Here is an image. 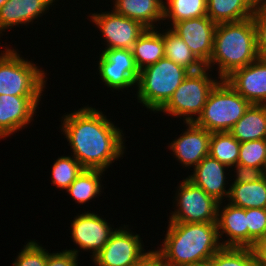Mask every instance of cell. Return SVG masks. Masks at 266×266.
I'll use <instances>...</instances> for the list:
<instances>
[{
	"label": "cell",
	"instance_id": "6da1fadb",
	"mask_svg": "<svg viewBox=\"0 0 266 266\" xmlns=\"http://www.w3.org/2000/svg\"><path fill=\"white\" fill-rule=\"evenodd\" d=\"M103 113L87 105L61 116L59 128L84 169L107 171L124 157L125 132Z\"/></svg>",
	"mask_w": 266,
	"mask_h": 266
},
{
	"label": "cell",
	"instance_id": "7a4b0ae2",
	"mask_svg": "<svg viewBox=\"0 0 266 266\" xmlns=\"http://www.w3.org/2000/svg\"><path fill=\"white\" fill-rule=\"evenodd\" d=\"M166 229L155 249L165 266H207L222 247L216 222H168Z\"/></svg>",
	"mask_w": 266,
	"mask_h": 266
},
{
	"label": "cell",
	"instance_id": "3957f363",
	"mask_svg": "<svg viewBox=\"0 0 266 266\" xmlns=\"http://www.w3.org/2000/svg\"><path fill=\"white\" fill-rule=\"evenodd\" d=\"M259 58L256 30L252 17L239 22L217 24L213 52L206 68L217 72L224 80L233 71ZM217 66V67H216Z\"/></svg>",
	"mask_w": 266,
	"mask_h": 266
},
{
	"label": "cell",
	"instance_id": "277c9868",
	"mask_svg": "<svg viewBox=\"0 0 266 266\" xmlns=\"http://www.w3.org/2000/svg\"><path fill=\"white\" fill-rule=\"evenodd\" d=\"M190 72L175 64L167 57H163L155 64L142 69L136 83L138 103L157 113L171 98L175 90Z\"/></svg>",
	"mask_w": 266,
	"mask_h": 266
},
{
	"label": "cell",
	"instance_id": "5b68a950",
	"mask_svg": "<svg viewBox=\"0 0 266 266\" xmlns=\"http://www.w3.org/2000/svg\"><path fill=\"white\" fill-rule=\"evenodd\" d=\"M0 53V95L43 96L47 72L21 52L4 44ZM12 48V49H11Z\"/></svg>",
	"mask_w": 266,
	"mask_h": 266
},
{
	"label": "cell",
	"instance_id": "8992f818",
	"mask_svg": "<svg viewBox=\"0 0 266 266\" xmlns=\"http://www.w3.org/2000/svg\"><path fill=\"white\" fill-rule=\"evenodd\" d=\"M251 105L225 80H220L194 123L211 133L229 132Z\"/></svg>",
	"mask_w": 266,
	"mask_h": 266
},
{
	"label": "cell",
	"instance_id": "52a82bcc",
	"mask_svg": "<svg viewBox=\"0 0 266 266\" xmlns=\"http://www.w3.org/2000/svg\"><path fill=\"white\" fill-rule=\"evenodd\" d=\"M211 72L213 71L205 67L198 72L189 73L157 113L183 118V123L195 122L202 113L210 91L221 80L216 75L213 77Z\"/></svg>",
	"mask_w": 266,
	"mask_h": 266
},
{
	"label": "cell",
	"instance_id": "ba28073f",
	"mask_svg": "<svg viewBox=\"0 0 266 266\" xmlns=\"http://www.w3.org/2000/svg\"><path fill=\"white\" fill-rule=\"evenodd\" d=\"M175 192L173 208L168 222L211 223L217 222L219 202L209 196L201 187L195 185L187 177L178 184ZM175 204V205H174Z\"/></svg>",
	"mask_w": 266,
	"mask_h": 266
},
{
	"label": "cell",
	"instance_id": "9c48e42d",
	"mask_svg": "<svg viewBox=\"0 0 266 266\" xmlns=\"http://www.w3.org/2000/svg\"><path fill=\"white\" fill-rule=\"evenodd\" d=\"M97 74L112 91L136 90L140 70L136 66L131 49H103L99 54Z\"/></svg>",
	"mask_w": 266,
	"mask_h": 266
},
{
	"label": "cell",
	"instance_id": "30bf717a",
	"mask_svg": "<svg viewBox=\"0 0 266 266\" xmlns=\"http://www.w3.org/2000/svg\"><path fill=\"white\" fill-rule=\"evenodd\" d=\"M124 225V226H123ZM117 227L103 249L91 259L95 266H133L150 250L144 249L143 238L129 224Z\"/></svg>",
	"mask_w": 266,
	"mask_h": 266
},
{
	"label": "cell",
	"instance_id": "8fae6325",
	"mask_svg": "<svg viewBox=\"0 0 266 266\" xmlns=\"http://www.w3.org/2000/svg\"><path fill=\"white\" fill-rule=\"evenodd\" d=\"M104 216L97 212L84 211L78 213L71 222L69 229L71 230V239L77 248L67 249L75 253L77 256L82 251L92 254L93 259L109 241L111 234L116 230ZM114 227V228H112ZM79 247V249H78Z\"/></svg>",
	"mask_w": 266,
	"mask_h": 266
},
{
	"label": "cell",
	"instance_id": "7c38bea8",
	"mask_svg": "<svg viewBox=\"0 0 266 266\" xmlns=\"http://www.w3.org/2000/svg\"><path fill=\"white\" fill-rule=\"evenodd\" d=\"M102 33L103 49H132L133 44L146 30L140 22L115 13L113 10L94 12L87 18Z\"/></svg>",
	"mask_w": 266,
	"mask_h": 266
},
{
	"label": "cell",
	"instance_id": "4fadbf2b",
	"mask_svg": "<svg viewBox=\"0 0 266 266\" xmlns=\"http://www.w3.org/2000/svg\"><path fill=\"white\" fill-rule=\"evenodd\" d=\"M42 96L0 95V140L28 127Z\"/></svg>",
	"mask_w": 266,
	"mask_h": 266
},
{
	"label": "cell",
	"instance_id": "5bb4252c",
	"mask_svg": "<svg viewBox=\"0 0 266 266\" xmlns=\"http://www.w3.org/2000/svg\"><path fill=\"white\" fill-rule=\"evenodd\" d=\"M217 24L208 16L186 19L175 23L171 29L188 45L195 57L206 67L213 52Z\"/></svg>",
	"mask_w": 266,
	"mask_h": 266
},
{
	"label": "cell",
	"instance_id": "9a60e30c",
	"mask_svg": "<svg viewBox=\"0 0 266 266\" xmlns=\"http://www.w3.org/2000/svg\"><path fill=\"white\" fill-rule=\"evenodd\" d=\"M183 124L186 125V130L183 129L178 138L169 142L168 148L175 160L189 171L190 167L194 168L209 155L211 132L197 126L194 122Z\"/></svg>",
	"mask_w": 266,
	"mask_h": 266
},
{
	"label": "cell",
	"instance_id": "2e32d148",
	"mask_svg": "<svg viewBox=\"0 0 266 266\" xmlns=\"http://www.w3.org/2000/svg\"><path fill=\"white\" fill-rule=\"evenodd\" d=\"M224 80L251 104L266 105V60L257 58Z\"/></svg>",
	"mask_w": 266,
	"mask_h": 266
},
{
	"label": "cell",
	"instance_id": "e0dca14e",
	"mask_svg": "<svg viewBox=\"0 0 266 266\" xmlns=\"http://www.w3.org/2000/svg\"><path fill=\"white\" fill-rule=\"evenodd\" d=\"M193 169V172L187 177L190 181L198 187H201L209 196H212L219 203L228 199L230 191L228 187H230L229 183L232 181V179L228 180V178H230L228 175H232L229 174L231 170L229 167L210 155H207ZM227 171L229 172L227 173Z\"/></svg>",
	"mask_w": 266,
	"mask_h": 266
},
{
	"label": "cell",
	"instance_id": "ac0fdd59",
	"mask_svg": "<svg viewBox=\"0 0 266 266\" xmlns=\"http://www.w3.org/2000/svg\"><path fill=\"white\" fill-rule=\"evenodd\" d=\"M216 223L222 247L248 248L247 209L233 206L225 201L220 202L217 207Z\"/></svg>",
	"mask_w": 266,
	"mask_h": 266
},
{
	"label": "cell",
	"instance_id": "d6986e66",
	"mask_svg": "<svg viewBox=\"0 0 266 266\" xmlns=\"http://www.w3.org/2000/svg\"><path fill=\"white\" fill-rule=\"evenodd\" d=\"M56 1L59 0H8L0 8V37L14 26L33 25L34 20L48 13L50 8L53 11Z\"/></svg>",
	"mask_w": 266,
	"mask_h": 266
},
{
	"label": "cell",
	"instance_id": "ffe728a7",
	"mask_svg": "<svg viewBox=\"0 0 266 266\" xmlns=\"http://www.w3.org/2000/svg\"><path fill=\"white\" fill-rule=\"evenodd\" d=\"M111 5L115 13L136 20L146 28H158L159 24L163 29L164 0H115Z\"/></svg>",
	"mask_w": 266,
	"mask_h": 266
},
{
	"label": "cell",
	"instance_id": "44dd1931",
	"mask_svg": "<svg viewBox=\"0 0 266 266\" xmlns=\"http://www.w3.org/2000/svg\"><path fill=\"white\" fill-rule=\"evenodd\" d=\"M159 28H146L133 44L132 54L140 71L165 57L164 29Z\"/></svg>",
	"mask_w": 266,
	"mask_h": 266
},
{
	"label": "cell",
	"instance_id": "7402d4cb",
	"mask_svg": "<svg viewBox=\"0 0 266 266\" xmlns=\"http://www.w3.org/2000/svg\"><path fill=\"white\" fill-rule=\"evenodd\" d=\"M229 133L240 143L266 139V105L252 104Z\"/></svg>",
	"mask_w": 266,
	"mask_h": 266
},
{
	"label": "cell",
	"instance_id": "603a6c76",
	"mask_svg": "<svg viewBox=\"0 0 266 266\" xmlns=\"http://www.w3.org/2000/svg\"><path fill=\"white\" fill-rule=\"evenodd\" d=\"M255 11L252 0H207V16L216 24L243 21Z\"/></svg>",
	"mask_w": 266,
	"mask_h": 266
},
{
	"label": "cell",
	"instance_id": "cb8c5ba5",
	"mask_svg": "<svg viewBox=\"0 0 266 266\" xmlns=\"http://www.w3.org/2000/svg\"><path fill=\"white\" fill-rule=\"evenodd\" d=\"M102 174L104 175L105 171L83 169L65 192L73 199V201H75L76 204H89L92 199L102 195L101 193L104 190Z\"/></svg>",
	"mask_w": 266,
	"mask_h": 266
},
{
	"label": "cell",
	"instance_id": "d4e9b609",
	"mask_svg": "<svg viewBox=\"0 0 266 266\" xmlns=\"http://www.w3.org/2000/svg\"><path fill=\"white\" fill-rule=\"evenodd\" d=\"M229 188V204L244 209H266V176L252 183H230Z\"/></svg>",
	"mask_w": 266,
	"mask_h": 266
},
{
	"label": "cell",
	"instance_id": "484cf974",
	"mask_svg": "<svg viewBox=\"0 0 266 266\" xmlns=\"http://www.w3.org/2000/svg\"><path fill=\"white\" fill-rule=\"evenodd\" d=\"M165 57L190 73L203 70L205 66L195 57L188 45L171 28L164 29Z\"/></svg>",
	"mask_w": 266,
	"mask_h": 266
},
{
	"label": "cell",
	"instance_id": "4316f807",
	"mask_svg": "<svg viewBox=\"0 0 266 266\" xmlns=\"http://www.w3.org/2000/svg\"><path fill=\"white\" fill-rule=\"evenodd\" d=\"M203 16H207V0L164 1L163 21L170 28L179 21Z\"/></svg>",
	"mask_w": 266,
	"mask_h": 266
},
{
	"label": "cell",
	"instance_id": "83f0119b",
	"mask_svg": "<svg viewBox=\"0 0 266 266\" xmlns=\"http://www.w3.org/2000/svg\"><path fill=\"white\" fill-rule=\"evenodd\" d=\"M240 142L229 132H214L210 136L209 155L229 168L238 163Z\"/></svg>",
	"mask_w": 266,
	"mask_h": 266
},
{
	"label": "cell",
	"instance_id": "f1b7e54d",
	"mask_svg": "<svg viewBox=\"0 0 266 266\" xmlns=\"http://www.w3.org/2000/svg\"><path fill=\"white\" fill-rule=\"evenodd\" d=\"M51 167V184L61 191L66 190L84 169L72 155L58 156Z\"/></svg>",
	"mask_w": 266,
	"mask_h": 266
},
{
	"label": "cell",
	"instance_id": "f546056e",
	"mask_svg": "<svg viewBox=\"0 0 266 266\" xmlns=\"http://www.w3.org/2000/svg\"><path fill=\"white\" fill-rule=\"evenodd\" d=\"M207 266H258L252 248L221 247L208 261Z\"/></svg>",
	"mask_w": 266,
	"mask_h": 266
},
{
	"label": "cell",
	"instance_id": "4dcf8cb0",
	"mask_svg": "<svg viewBox=\"0 0 266 266\" xmlns=\"http://www.w3.org/2000/svg\"><path fill=\"white\" fill-rule=\"evenodd\" d=\"M237 164L265 169L266 139H258L240 143Z\"/></svg>",
	"mask_w": 266,
	"mask_h": 266
},
{
	"label": "cell",
	"instance_id": "1f68e13d",
	"mask_svg": "<svg viewBox=\"0 0 266 266\" xmlns=\"http://www.w3.org/2000/svg\"><path fill=\"white\" fill-rule=\"evenodd\" d=\"M14 260L12 266H46L47 250L37 240H28Z\"/></svg>",
	"mask_w": 266,
	"mask_h": 266
},
{
	"label": "cell",
	"instance_id": "d6a6232c",
	"mask_svg": "<svg viewBox=\"0 0 266 266\" xmlns=\"http://www.w3.org/2000/svg\"><path fill=\"white\" fill-rule=\"evenodd\" d=\"M248 248L258 240L266 238V209H247Z\"/></svg>",
	"mask_w": 266,
	"mask_h": 266
},
{
	"label": "cell",
	"instance_id": "836d02e7",
	"mask_svg": "<svg viewBox=\"0 0 266 266\" xmlns=\"http://www.w3.org/2000/svg\"><path fill=\"white\" fill-rule=\"evenodd\" d=\"M259 58L266 60V9H258L252 16Z\"/></svg>",
	"mask_w": 266,
	"mask_h": 266
},
{
	"label": "cell",
	"instance_id": "e575fe53",
	"mask_svg": "<svg viewBox=\"0 0 266 266\" xmlns=\"http://www.w3.org/2000/svg\"><path fill=\"white\" fill-rule=\"evenodd\" d=\"M234 168V169H233ZM230 171H234L232 175L233 182L230 183H252L263 179L266 176V171L263 168H254L241 164L234 165Z\"/></svg>",
	"mask_w": 266,
	"mask_h": 266
},
{
	"label": "cell",
	"instance_id": "d590c367",
	"mask_svg": "<svg viewBox=\"0 0 266 266\" xmlns=\"http://www.w3.org/2000/svg\"><path fill=\"white\" fill-rule=\"evenodd\" d=\"M56 252L49 253L47 249L46 266H79L78 256L67 248Z\"/></svg>",
	"mask_w": 266,
	"mask_h": 266
},
{
	"label": "cell",
	"instance_id": "8d00e7d4",
	"mask_svg": "<svg viewBox=\"0 0 266 266\" xmlns=\"http://www.w3.org/2000/svg\"><path fill=\"white\" fill-rule=\"evenodd\" d=\"M133 266H165L161 260L159 254L154 250H150L141 260L135 263Z\"/></svg>",
	"mask_w": 266,
	"mask_h": 266
},
{
	"label": "cell",
	"instance_id": "74e56055",
	"mask_svg": "<svg viewBox=\"0 0 266 266\" xmlns=\"http://www.w3.org/2000/svg\"><path fill=\"white\" fill-rule=\"evenodd\" d=\"M258 266H266V238L258 240L252 247Z\"/></svg>",
	"mask_w": 266,
	"mask_h": 266
},
{
	"label": "cell",
	"instance_id": "f35d334b",
	"mask_svg": "<svg viewBox=\"0 0 266 266\" xmlns=\"http://www.w3.org/2000/svg\"><path fill=\"white\" fill-rule=\"evenodd\" d=\"M255 10L266 9V0H252Z\"/></svg>",
	"mask_w": 266,
	"mask_h": 266
},
{
	"label": "cell",
	"instance_id": "ab89813d",
	"mask_svg": "<svg viewBox=\"0 0 266 266\" xmlns=\"http://www.w3.org/2000/svg\"><path fill=\"white\" fill-rule=\"evenodd\" d=\"M8 0H0V8L7 2Z\"/></svg>",
	"mask_w": 266,
	"mask_h": 266
}]
</instances>
